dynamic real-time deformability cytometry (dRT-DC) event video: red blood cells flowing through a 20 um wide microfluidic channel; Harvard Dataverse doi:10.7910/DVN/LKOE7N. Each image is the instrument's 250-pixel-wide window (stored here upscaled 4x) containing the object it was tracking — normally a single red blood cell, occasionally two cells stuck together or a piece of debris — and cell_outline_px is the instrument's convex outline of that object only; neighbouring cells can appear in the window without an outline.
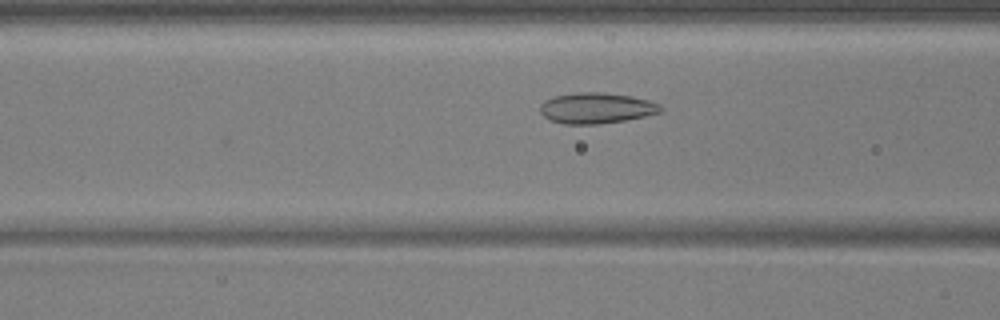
{"species": "common noctule bat (a hibernating species)", "species_latin": "Nyctalus noctula", "temperature_condition": "warm", "stored_images_in_passage": 21, "camera_frame_rate_fps": 3000, "um_per_image_px": 0.085, "animal": {"sex": "male", "body_mass_g": 17.9, "forearm_length_mm": 54.2}, "frame": {"image": 1, "passage_image": 5, "time_ms": 1.333, "image_size_px": [1000, 320], "cell_outline_px": [[664, 108], [660, 112], [644, 116], [624, 120], [600, 124], [564, 124], [548, 120], [540, 112], [540, 104], [544, 100], [556, 96], [576, 92], [604, 92], [632, 96], [648, 100], [660, 104]], "centroid_in_image_um": [50.67, 9.18], "position_along_channel_um": 115.9, "area_um2": 21.73}}
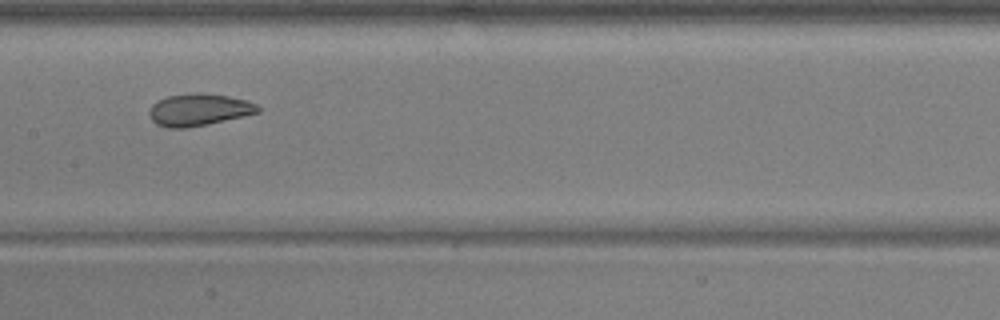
{"frame": {"image": 2, "passage_image": 11, "time_ms": 3.333, "image_size_px": [1000, 320], "cell_outline_px": [[260, 112], [208, 124], [184, 128], [168, 128], [156, 124], [152, 120], [148, 112], [152, 104], [168, 96], [228, 96], [248, 100], [256, 104], [260, 108]], "centroid_in_image_um": [16.91, 9.38], "position_along_channel_um": 190.5, "area_um2": 19.36}}
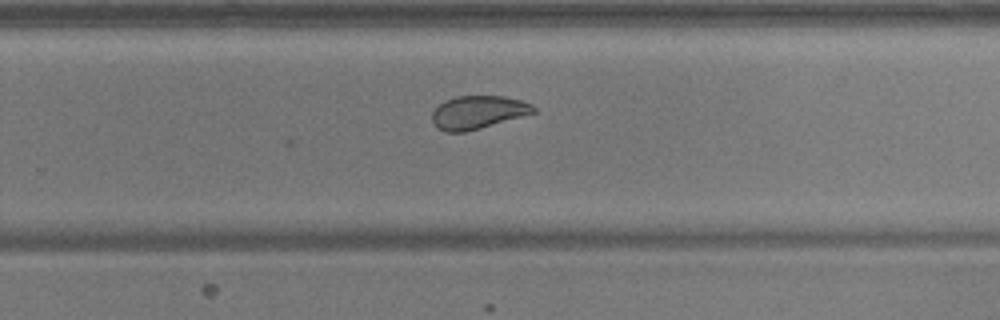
{"frame": {"image": 3, "passage_image": 19, "time_ms": 6.0, "image_size_px": [1000, 320], "cell_outline_px": [[536, 112], [480, 128], [464, 132], [444, 132], [436, 128], [432, 120], [432, 112], [444, 100], [456, 96], [504, 96], [520, 100], [532, 104], [536, 108]], "centroid_in_image_um": [40.6, 9.54], "position_along_channel_um": 289.2, "area_um2": 19.54}}